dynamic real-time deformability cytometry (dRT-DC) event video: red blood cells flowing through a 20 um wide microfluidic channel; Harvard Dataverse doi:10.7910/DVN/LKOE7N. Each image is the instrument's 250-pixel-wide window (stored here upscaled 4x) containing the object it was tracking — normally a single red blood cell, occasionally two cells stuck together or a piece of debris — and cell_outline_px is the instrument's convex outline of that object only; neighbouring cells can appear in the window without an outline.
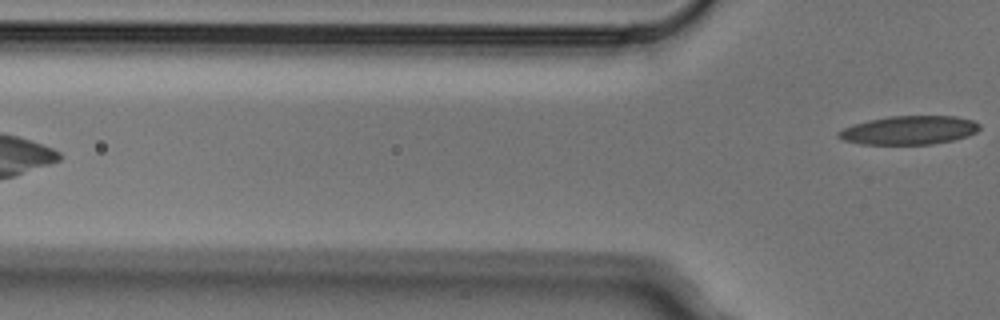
{"species": "Egyptian fruit bat (a non-hibernating species)", "species_latin": "Rousettus aegyptiacus", "temperature_condition": "cold", "stored_images_in_passage": 5, "camera_frame_rate_fps": 3000, "um_per_image_px": 0.085, "animal": {"sex": "male"}, "frame": {"image": 1, "passage_image": 5, "time_ms": 1.333, "image_size_px": [1000, 320], "cell_outline_px": [[980, 128], [976, 132], [968, 136], [952, 140], [932, 144], [860, 144], [844, 140], [836, 136], [836, 132], [852, 124], [868, 120], [892, 116], [956, 116], [972, 120], [980, 124]], "centroid_in_image_um": [77.26, 11.06], "position_along_channel_um": 48.5, "area_um2": 23.58}}